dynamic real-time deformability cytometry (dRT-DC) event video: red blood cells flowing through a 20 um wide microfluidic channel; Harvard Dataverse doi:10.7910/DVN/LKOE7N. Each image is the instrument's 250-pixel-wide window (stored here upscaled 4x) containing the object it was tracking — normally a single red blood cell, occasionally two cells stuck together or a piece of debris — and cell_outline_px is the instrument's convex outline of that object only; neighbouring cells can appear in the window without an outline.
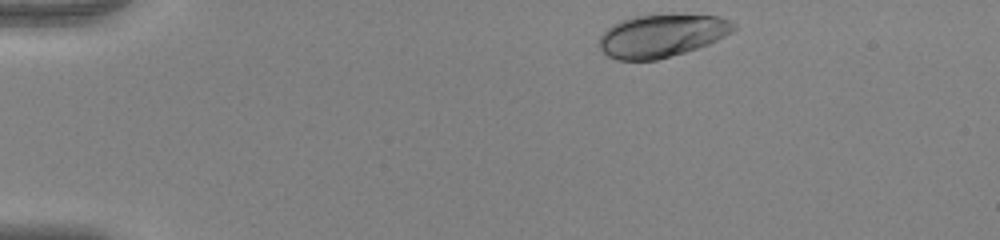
{"species": "human", "species_latin": "Homo sapiens", "temperature_condition": "warm", "stored_images_in_passage": 45, "camera_frame_rate_fps": 3000, "um_per_image_px": 0.085, "donor": {"sex": "female"}, "frame": {"image": 1, "passage_image": 1, "time_ms": 0.0, "image_size_px": [1000, 240], "cell_outline_px": [[736, 28], [732, 32], [708, 44], [684, 52], [656, 60], [616, 60], [608, 56], [596, 44], [600, 36], [612, 24], [620, 20], [632, 16], [720, 16], [736, 24]], "centroid_in_image_um": [56.19, 3.05], "position_along_channel_um": 28.8, "area_um2": 33.06}}
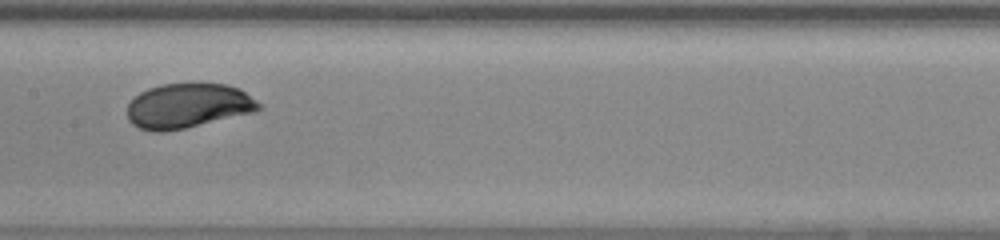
{"frame": {"image": 2, "passage_image": 20, "time_ms": 6.333, "image_size_px": [1000, 240], "cell_outline_px": [[260, 108], [256, 112], [184, 128], [164, 132], [152, 132], [140, 128], [132, 124], [128, 120], [128, 104], [140, 92], [148, 88], [160, 84], [228, 84], [240, 88], [256, 100], [260, 104]], "centroid_in_image_um": [15.98, 9.0], "position_along_channel_um": 191.4, "area_um2": 34.22}}
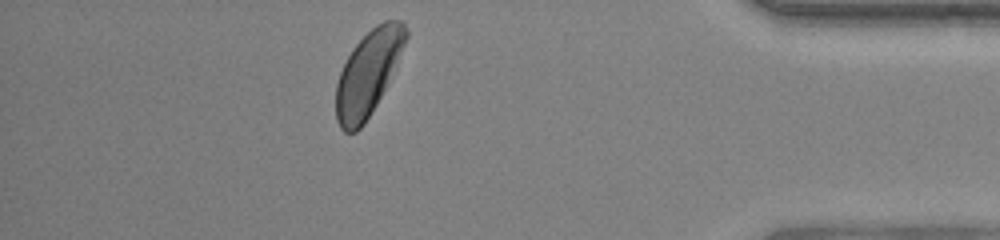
{"frame": {"image": 3, "passage_image": 39, "time_ms": 12.667, "image_size_px": [1000, 240], "cell_outline_px": [[408, 36], [384, 88], [376, 104], [364, 124], [356, 132], [344, 132], [340, 128], [336, 120], [336, 84], [340, 72], [352, 48], [376, 24], [384, 20], [404, 20], [408, 32]], "centroid_in_image_um": [31.27, 6.21], "position_along_channel_um": 403.9, "area_um2": 33.76}, "authors_computed_cell_mechanics": {"area_um2": 34.2176, "velocity_mm_per_s": 3.9, "shape_relaxation_time_tau1_ms": 3.7193, "shape_relaxation_time_tau2_ms": null, "deformation_change_tau1": 0.1651, "deformation_change_tau2": null}}